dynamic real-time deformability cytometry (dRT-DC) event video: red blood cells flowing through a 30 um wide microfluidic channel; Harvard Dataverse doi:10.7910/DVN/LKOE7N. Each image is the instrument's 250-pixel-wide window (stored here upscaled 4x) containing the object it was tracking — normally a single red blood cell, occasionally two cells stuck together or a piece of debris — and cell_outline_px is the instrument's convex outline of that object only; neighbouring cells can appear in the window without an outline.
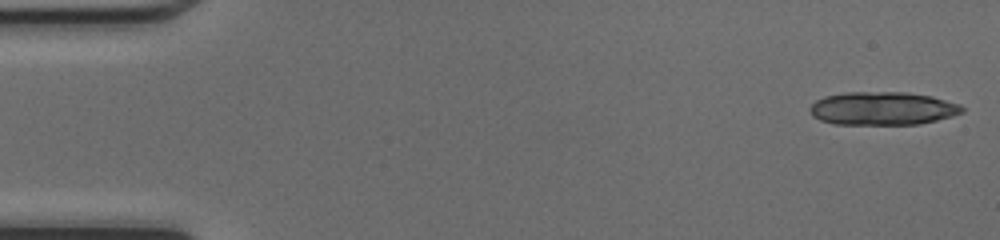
{"species": "common noctule bat (a hibernating species)", "species_latin": "Nyctalus noctula", "temperature_condition": "cold", "stored_images_in_passage": 16, "camera_frame_rate_fps": 3000, "um_per_image_px": 0.085, "animal": {"sex": "female", "body_mass_g": 17.0, "forearm_length_mm": 48.0}, "frame": {"image": 1, "passage_image": 1, "time_ms": 0.0, "image_size_px": [1000, 240], "cell_outline_px": [[964, 112], [952, 116], [920, 124], [836, 124], [820, 120], [812, 116], [808, 108], [816, 100], [824, 96], [844, 92], [904, 92], [932, 96], [960, 104], [964, 108]], "centroid_in_image_um": [75.01, 9.21], "position_along_channel_um": 10.0, "area_um2": 29.59}}
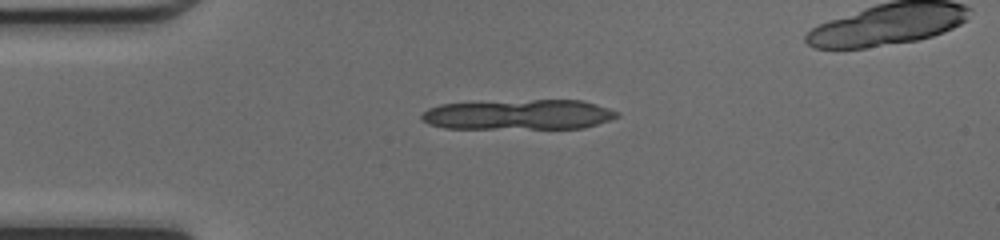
{"frame": {"image": 2, "passage_image": 11, "time_ms": 3.333, "image_size_px": [1000, 240], "cell_outline_px": [[620, 116], [584, 128], [444, 128], [428, 124], [420, 116], [428, 108], [440, 104], [532, 100], [580, 100], [596, 104], [620, 112]], "centroid_in_image_um": [44.11, 9.74], "position_along_channel_um": 40.9, "area_um2": 34.04}}